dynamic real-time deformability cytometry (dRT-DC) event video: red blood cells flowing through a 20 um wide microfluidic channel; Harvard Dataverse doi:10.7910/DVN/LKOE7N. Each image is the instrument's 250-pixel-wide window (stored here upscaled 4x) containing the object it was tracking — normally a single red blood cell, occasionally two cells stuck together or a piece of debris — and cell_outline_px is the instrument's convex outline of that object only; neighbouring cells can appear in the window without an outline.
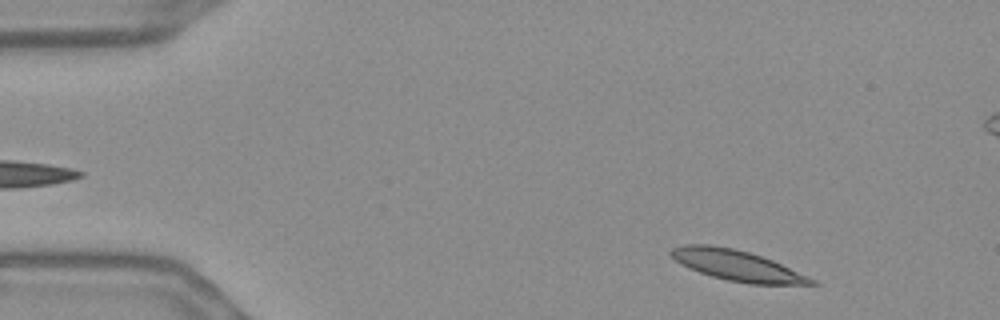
{"species": "Egyptian fruit bat (a non-hibernating species)", "species_latin": "Rousettus aegyptiacus", "temperature_condition": "warm", "stored_images_in_passage": 7, "camera_frame_rate_fps": 3000, "um_per_image_px": 0.085, "frame": {"image": 1, "passage_image": 3, "time_ms": 0.667, "image_size_px": [1000, 320], "cell_outline_px": [[820, 284], [748, 284], [728, 280], [712, 276], [700, 272], [676, 260], [668, 252], [672, 248], [684, 244], [708, 244], [732, 248], [748, 252], [772, 260], [808, 276], [816, 280]], "centroid_in_image_um": [62.66, 22.56], "position_along_channel_um": 22.3, "area_um2": 24.57}}